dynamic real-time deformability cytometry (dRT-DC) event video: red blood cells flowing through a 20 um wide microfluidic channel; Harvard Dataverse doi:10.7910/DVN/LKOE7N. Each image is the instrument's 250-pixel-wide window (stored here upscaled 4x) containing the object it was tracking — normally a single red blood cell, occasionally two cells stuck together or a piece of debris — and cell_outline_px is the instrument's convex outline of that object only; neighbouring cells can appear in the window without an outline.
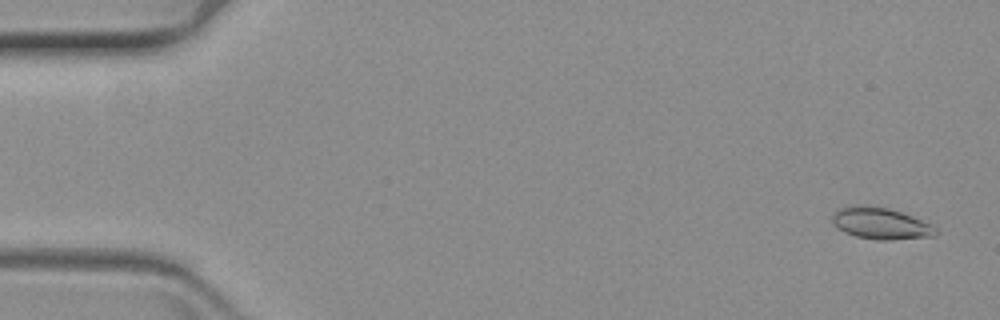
{"species": "common noctule bat (a hibernating species)", "species_latin": "Nyctalus noctula", "temperature_condition": "warm", "stored_images_in_passage": 63, "camera_frame_rate_fps": 3000, "um_per_image_px": 0.085, "animal": {"sex": "female", "body_mass_g": 19.3, "forearm_length_mm": 54.1}, "frame": {"image": 1, "passage_image": 3, "time_ms": 0.667, "image_size_px": [1000, 320], "cell_outline_px": [[940, 232], [936, 236], [892, 240], [876, 240], [856, 236], [844, 232], [836, 228], [832, 220], [832, 212], [836, 208], [856, 204], [888, 208], [912, 216], [932, 224]], "centroid_in_image_um": [74.84, 18.99], "position_along_channel_um": 10.2, "area_um2": 19.42}}
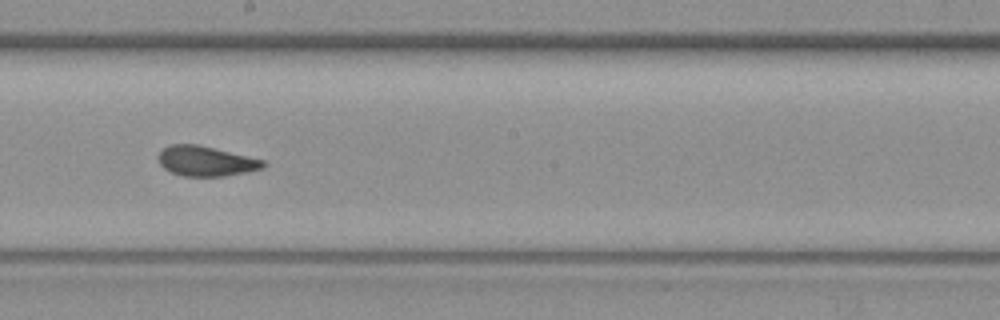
{"frame": {"image": 2, "passage_image": 35, "time_ms": 11.333, "image_size_px": [1000, 320], "cell_outline_px": [[268, 164], [264, 168], [224, 176], [184, 176], [172, 172], [164, 168], [160, 164], [160, 152], [164, 148], [172, 144], [196, 144], [264, 160]], "centroid_in_image_um": [17.53, 13.7], "position_along_channel_um": 230.7, "area_um2": 17.98}}
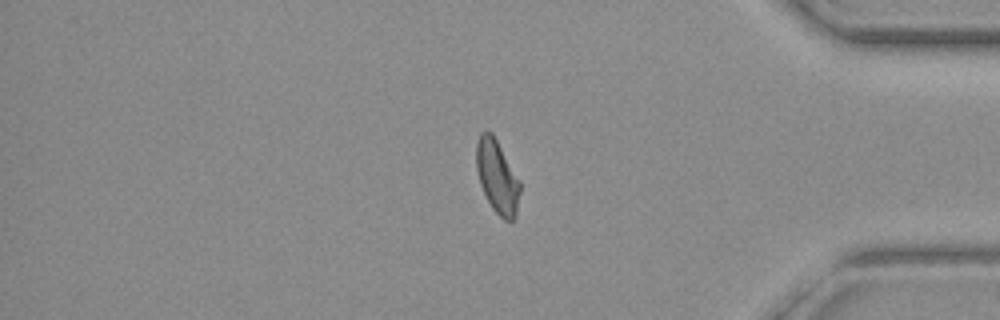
{"frame": {"image": 3, "passage_image": 52, "time_ms": 17.0, "image_size_px": [1000, 320], "cell_outline_px": [[520, 192], [516, 216], [512, 220], [504, 220], [492, 208], [480, 184], [476, 168], [476, 144], [480, 132], [492, 132], [520, 180]], "centroid_in_image_um": [42.26, 15.01], "position_along_channel_um": 392.9, "area_um2": 18.55}}